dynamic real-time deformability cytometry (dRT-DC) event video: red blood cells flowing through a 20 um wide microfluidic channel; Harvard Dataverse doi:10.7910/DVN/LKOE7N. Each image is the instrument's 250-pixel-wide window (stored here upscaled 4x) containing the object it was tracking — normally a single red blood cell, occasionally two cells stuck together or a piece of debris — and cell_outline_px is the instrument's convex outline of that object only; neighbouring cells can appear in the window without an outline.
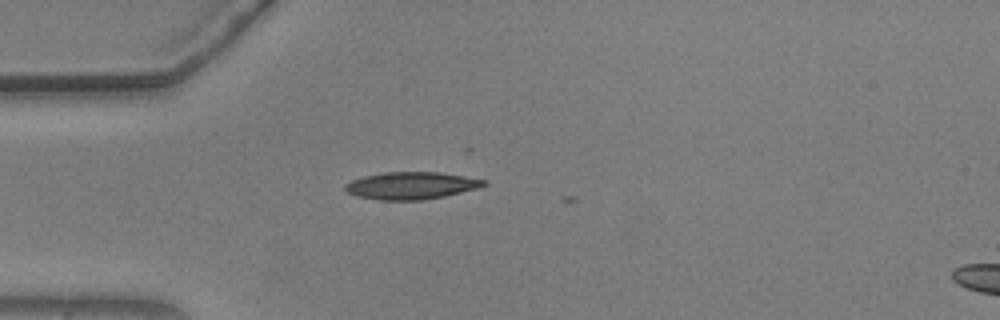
{"species": "common noctule bat (a hibernating species)", "species_latin": "Nyctalus noctula", "temperature_condition": "warm", "stored_images_in_passage": 8, "camera_frame_rate_fps": 3000, "um_per_image_px": 0.085, "animal": {"sex": "male", "body_mass_g": 20.5, "forearm_length_mm": 52.5}, "frame": {"image": 1, "passage_image": 3, "time_ms": 0.667, "image_size_px": [1000, 320], "cell_outline_px": [[488, 184], [476, 188], [444, 196], [420, 200], [380, 200], [356, 196], [348, 192], [344, 188], [344, 184], [352, 180], [364, 176], [384, 172], [440, 172], [488, 180]], "centroid_in_image_um": [34.94, 15.77], "position_along_channel_um": 50.1, "area_um2": 21.96}}